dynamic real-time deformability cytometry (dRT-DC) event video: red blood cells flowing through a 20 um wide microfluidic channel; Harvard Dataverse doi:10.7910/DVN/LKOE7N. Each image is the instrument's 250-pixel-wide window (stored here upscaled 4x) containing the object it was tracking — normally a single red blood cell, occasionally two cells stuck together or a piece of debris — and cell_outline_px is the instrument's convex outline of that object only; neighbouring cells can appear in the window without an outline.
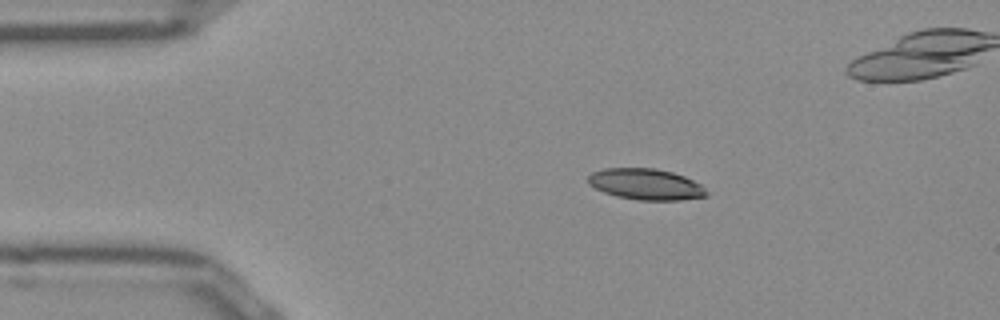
{"species": "Egyptian fruit bat (a non-hibernating species)", "species_latin": "Rousettus aegyptiacus", "temperature_condition": "room temperature", "stored_images_in_passage": 50, "camera_frame_rate_fps": 3000, "um_per_image_px": 0.085, "frame": {"image": 1, "passage_image": 7, "time_ms": 2.0, "image_size_px": [1000, 320], "cell_outline_px": [[708, 196], [680, 200], [640, 200], [620, 196], [604, 192], [588, 184], [588, 176], [592, 172], [604, 168], [656, 168], [672, 172], [684, 176], [700, 184], [708, 192]], "centroid_in_image_um": [54.91, 15.65], "position_along_channel_um": 30.1, "area_um2": 21.33}}
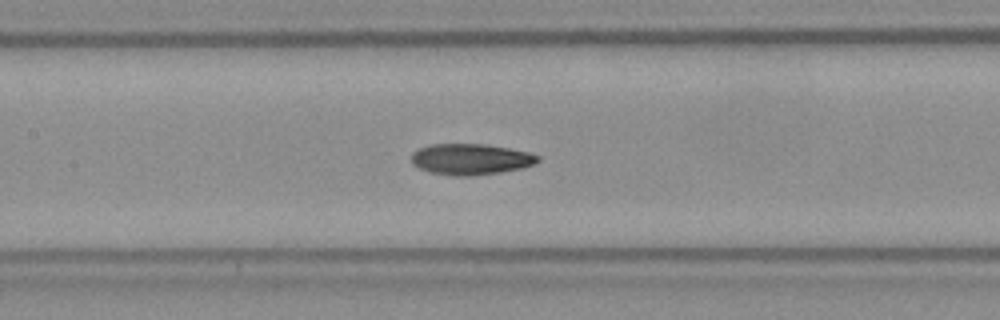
{"frame": {"image": 2, "passage_image": 21, "time_ms": 6.667, "image_size_px": [1000, 320], "cell_outline_px": [[540, 160], [536, 164], [520, 168], [500, 172], [472, 176], [456, 176], [432, 172], [420, 168], [412, 164], [412, 152], [420, 148], [432, 144], [484, 144], [508, 148], [528, 152], [540, 156]], "centroid_in_image_um": [40.03, 13.53], "position_along_channel_um": 167.4, "area_um2": 22.72}}
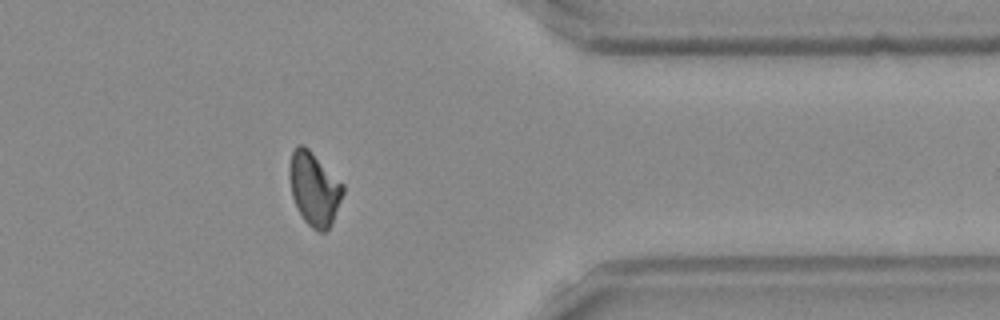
{"frame": {"image": 3, "passage_image": 39, "time_ms": 12.667, "image_size_px": [1000, 320], "cell_outline_px": [[344, 192], [332, 224], [324, 232], [320, 232], [312, 228], [304, 220], [292, 196], [288, 176], [288, 168], [292, 152], [296, 144], [304, 144], [344, 184]], "centroid_in_image_um": [26.7, 16.02], "position_along_channel_um": 384.7, "area_um2": 22.95}, "authors_computed_cell_mechanics": {"area_um2": 22.1374, "velocity_mm_per_s": 3.9147, "shape_relaxation_time_tau1_ms": 8.6891, "shape_relaxation_time_tau2_ms": 3.3515, "deformation_change_tau1": 0.202, "deformation_change_tau2": 0.0888}}